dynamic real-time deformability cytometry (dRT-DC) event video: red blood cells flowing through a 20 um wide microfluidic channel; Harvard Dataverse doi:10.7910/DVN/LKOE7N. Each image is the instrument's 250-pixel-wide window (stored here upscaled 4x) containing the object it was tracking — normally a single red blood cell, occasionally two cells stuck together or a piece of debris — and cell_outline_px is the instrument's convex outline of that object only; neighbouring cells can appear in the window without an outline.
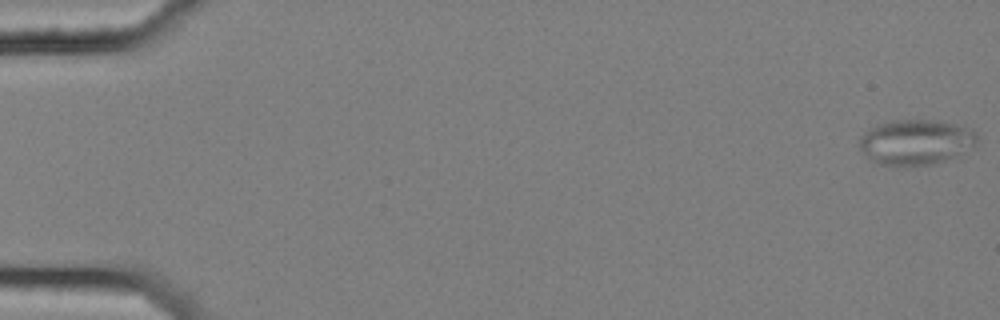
{"species": "common noctule bat (a hibernating species)", "species_latin": "Nyctalus noctula", "temperature_condition": "cold", "stored_images_in_passage": 57, "segment_of_instrument_passage": [1, 2], "camera_frame_rate_fps": 3000, "um_per_image_px": 0.085, "animal": {"sex": "female", "body_mass_g": 25.1}, "frame": {"image": 1, "passage_image": 1, "time_ms": 0.0, "image_size_px": [1000, 320], "cell_outline_px": [[976, 144], [972, 148], [944, 160], [932, 164], [876, 164], [868, 160], [860, 148], [860, 136], [864, 132], [876, 124], [892, 120], [940, 120], [972, 128], [976, 132]], "centroid_in_image_um": [77.83, 12.04], "position_along_channel_um": 7.2, "area_um2": 30.92}}
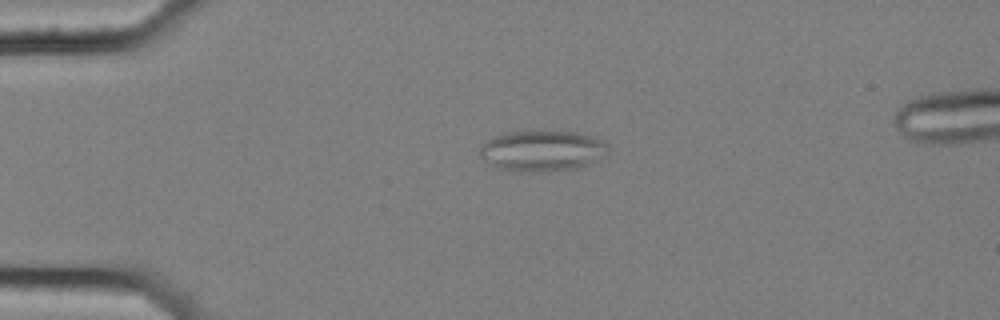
{"frame": {"image": 2, "passage_image": 14, "time_ms": 4.333, "image_size_px": [1000, 320], "cell_outline_px": [[608, 152], [588, 164], [580, 168], [500, 168], [492, 164], [480, 156], [480, 148], [488, 140], [496, 136], [508, 132], [532, 128], [552, 128], [576, 132], [596, 136], [604, 140], [608, 144]], "centroid_in_image_um": [46.17, 12.68], "position_along_channel_um": 38.8, "area_um2": 30.06}}